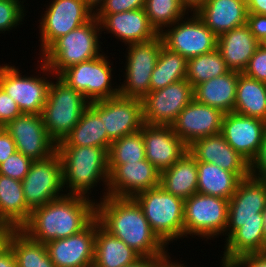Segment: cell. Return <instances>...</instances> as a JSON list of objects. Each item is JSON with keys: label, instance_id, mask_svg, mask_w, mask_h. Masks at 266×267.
<instances>
[{"label": "cell", "instance_id": "12", "mask_svg": "<svg viewBox=\"0 0 266 267\" xmlns=\"http://www.w3.org/2000/svg\"><path fill=\"white\" fill-rule=\"evenodd\" d=\"M26 205L31 209L58 199L63 191L62 163L56 152L49 158L33 161L22 180Z\"/></svg>", "mask_w": 266, "mask_h": 267}, {"label": "cell", "instance_id": "15", "mask_svg": "<svg viewBox=\"0 0 266 267\" xmlns=\"http://www.w3.org/2000/svg\"><path fill=\"white\" fill-rule=\"evenodd\" d=\"M44 11L39 27L43 54L58 38L88 22L94 14L83 0H53ZM46 12V13H45Z\"/></svg>", "mask_w": 266, "mask_h": 267}, {"label": "cell", "instance_id": "23", "mask_svg": "<svg viewBox=\"0 0 266 267\" xmlns=\"http://www.w3.org/2000/svg\"><path fill=\"white\" fill-rule=\"evenodd\" d=\"M94 16L100 23L101 31L112 33L125 45L148 42L159 36L150 25L144 8Z\"/></svg>", "mask_w": 266, "mask_h": 267}, {"label": "cell", "instance_id": "21", "mask_svg": "<svg viewBox=\"0 0 266 267\" xmlns=\"http://www.w3.org/2000/svg\"><path fill=\"white\" fill-rule=\"evenodd\" d=\"M95 237L96 218L81 232L45 245L55 267H80L93 264Z\"/></svg>", "mask_w": 266, "mask_h": 267}, {"label": "cell", "instance_id": "33", "mask_svg": "<svg viewBox=\"0 0 266 267\" xmlns=\"http://www.w3.org/2000/svg\"><path fill=\"white\" fill-rule=\"evenodd\" d=\"M233 112L266 122V83L239 73Z\"/></svg>", "mask_w": 266, "mask_h": 267}, {"label": "cell", "instance_id": "50", "mask_svg": "<svg viewBox=\"0 0 266 267\" xmlns=\"http://www.w3.org/2000/svg\"><path fill=\"white\" fill-rule=\"evenodd\" d=\"M248 13L266 16V0H245Z\"/></svg>", "mask_w": 266, "mask_h": 267}, {"label": "cell", "instance_id": "36", "mask_svg": "<svg viewBox=\"0 0 266 267\" xmlns=\"http://www.w3.org/2000/svg\"><path fill=\"white\" fill-rule=\"evenodd\" d=\"M266 207V179L248 176L240 181L229 199L228 211L263 212Z\"/></svg>", "mask_w": 266, "mask_h": 267}, {"label": "cell", "instance_id": "44", "mask_svg": "<svg viewBox=\"0 0 266 267\" xmlns=\"http://www.w3.org/2000/svg\"><path fill=\"white\" fill-rule=\"evenodd\" d=\"M146 0H105L96 14H114L144 8Z\"/></svg>", "mask_w": 266, "mask_h": 267}, {"label": "cell", "instance_id": "55", "mask_svg": "<svg viewBox=\"0 0 266 267\" xmlns=\"http://www.w3.org/2000/svg\"><path fill=\"white\" fill-rule=\"evenodd\" d=\"M10 230L9 227L0 226V250L6 245Z\"/></svg>", "mask_w": 266, "mask_h": 267}, {"label": "cell", "instance_id": "35", "mask_svg": "<svg viewBox=\"0 0 266 267\" xmlns=\"http://www.w3.org/2000/svg\"><path fill=\"white\" fill-rule=\"evenodd\" d=\"M187 59L179 53L161 47L150 78V91L164 88L172 83L186 79Z\"/></svg>", "mask_w": 266, "mask_h": 267}, {"label": "cell", "instance_id": "41", "mask_svg": "<svg viewBox=\"0 0 266 267\" xmlns=\"http://www.w3.org/2000/svg\"><path fill=\"white\" fill-rule=\"evenodd\" d=\"M33 160L16 151L0 164V174L22 181L29 172Z\"/></svg>", "mask_w": 266, "mask_h": 267}, {"label": "cell", "instance_id": "38", "mask_svg": "<svg viewBox=\"0 0 266 267\" xmlns=\"http://www.w3.org/2000/svg\"><path fill=\"white\" fill-rule=\"evenodd\" d=\"M144 9L150 25L159 35L163 29L165 30L188 14L179 0H146Z\"/></svg>", "mask_w": 266, "mask_h": 267}, {"label": "cell", "instance_id": "54", "mask_svg": "<svg viewBox=\"0 0 266 267\" xmlns=\"http://www.w3.org/2000/svg\"><path fill=\"white\" fill-rule=\"evenodd\" d=\"M83 2L85 3L86 7L95 15L103 6L105 0H83Z\"/></svg>", "mask_w": 266, "mask_h": 267}, {"label": "cell", "instance_id": "47", "mask_svg": "<svg viewBox=\"0 0 266 267\" xmlns=\"http://www.w3.org/2000/svg\"><path fill=\"white\" fill-rule=\"evenodd\" d=\"M225 267H266V252L245 254L232 260Z\"/></svg>", "mask_w": 266, "mask_h": 267}, {"label": "cell", "instance_id": "10", "mask_svg": "<svg viewBox=\"0 0 266 267\" xmlns=\"http://www.w3.org/2000/svg\"><path fill=\"white\" fill-rule=\"evenodd\" d=\"M163 40L155 39L127 46L125 80L119 85V95L143 100L150 92V78L154 70Z\"/></svg>", "mask_w": 266, "mask_h": 267}, {"label": "cell", "instance_id": "30", "mask_svg": "<svg viewBox=\"0 0 266 267\" xmlns=\"http://www.w3.org/2000/svg\"><path fill=\"white\" fill-rule=\"evenodd\" d=\"M197 161L187 151L175 164L161 172L160 186L183 200L197 193Z\"/></svg>", "mask_w": 266, "mask_h": 267}, {"label": "cell", "instance_id": "43", "mask_svg": "<svg viewBox=\"0 0 266 267\" xmlns=\"http://www.w3.org/2000/svg\"><path fill=\"white\" fill-rule=\"evenodd\" d=\"M22 115L18 104L0 87V127Z\"/></svg>", "mask_w": 266, "mask_h": 267}, {"label": "cell", "instance_id": "52", "mask_svg": "<svg viewBox=\"0 0 266 267\" xmlns=\"http://www.w3.org/2000/svg\"><path fill=\"white\" fill-rule=\"evenodd\" d=\"M168 254L169 252L163 256H158L157 267H187L186 265L181 264L180 262H172L171 257Z\"/></svg>", "mask_w": 266, "mask_h": 267}, {"label": "cell", "instance_id": "51", "mask_svg": "<svg viewBox=\"0 0 266 267\" xmlns=\"http://www.w3.org/2000/svg\"><path fill=\"white\" fill-rule=\"evenodd\" d=\"M158 256H141L134 263L125 267H157Z\"/></svg>", "mask_w": 266, "mask_h": 267}, {"label": "cell", "instance_id": "57", "mask_svg": "<svg viewBox=\"0 0 266 267\" xmlns=\"http://www.w3.org/2000/svg\"><path fill=\"white\" fill-rule=\"evenodd\" d=\"M80 267H94V264L84 265V266H80Z\"/></svg>", "mask_w": 266, "mask_h": 267}, {"label": "cell", "instance_id": "29", "mask_svg": "<svg viewBox=\"0 0 266 267\" xmlns=\"http://www.w3.org/2000/svg\"><path fill=\"white\" fill-rule=\"evenodd\" d=\"M140 257L124 241L106 231L96 218L94 267H125Z\"/></svg>", "mask_w": 266, "mask_h": 267}, {"label": "cell", "instance_id": "56", "mask_svg": "<svg viewBox=\"0 0 266 267\" xmlns=\"http://www.w3.org/2000/svg\"><path fill=\"white\" fill-rule=\"evenodd\" d=\"M262 215H263V221H264V223H263V233H264V238L266 240V207L263 210Z\"/></svg>", "mask_w": 266, "mask_h": 267}, {"label": "cell", "instance_id": "26", "mask_svg": "<svg viewBox=\"0 0 266 267\" xmlns=\"http://www.w3.org/2000/svg\"><path fill=\"white\" fill-rule=\"evenodd\" d=\"M259 42L247 24L224 32L217 37V49L232 71H243L248 66Z\"/></svg>", "mask_w": 266, "mask_h": 267}, {"label": "cell", "instance_id": "40", "mask_svg": "<svg viewBox=\"0 0 266 267\" xmlns=\"http://www.w3.org/2000/svg\"><path fill=\"white\" fill-rule=\"evenodd\" d=\"M23 3V0H0V34L23 24L20 23L26 14Z\"/></svg>", "mask_w": 266, "mask_h": 267}, {"label": "cell", "instance_id": "19", "mask_svg": "<svg viewBox=\"0 0 266 267\" xmlns=\"http://www.w3.org/2000/svg\"><path fill=\"white\" fill-rule=\"evenodd\" d=\"M266 122L236 112L226 113L222 119L221 134L226 142L249 164L263 142Z\"/></svg>", "mask_w": 266, "mask_h": 267}, {"label": "cell", "instance_id": "46", "mask_svg": "<svg viewBox=\"0 0 266 267\" xmlns=\"http://www.w3.org/2000/svg\"><path fill=\"white\" fill-rule=\"evenodd\" d=\"M247 25L260 44H266V16L248 13Z\"/></svg>", "mask_w": 266, "mask_h": 267}, {"label": "cell", "instance_id": "34", "mask_svg": "<svg viewBox=\"0 0 266 267\" xmlns=\"http://www.w3.org/2000/svg\"><path fill=\"white\" fill-rule=\"evenodd\" d=\"M6 245L12 250L17 267H55L46 245L31 239L21 229H11Z\"/></svg>", "mask_w": 266, "mask_h": 267}, {"label": "cell", "instance_id": "31", "mask_svg": "<svg viewBox=\"0 0 266 267\" xmlns=\"http://www.w3.org/2000/svg\"><path fill=\"white\" fill-rule=\"evenodd\" d=\"M197 193L230 199L240 181L250 174H234L213 163L197 161Z\"/></svg>", "mask_w": 266, "mask_h": 267}, {"label": "cell", "instance_id": "4", "mask_svg": "<svg viewBox=\"0 0 266 267\" xmlns=\"http://www.w3.org/2000/svg\"><path fill=\"white\" fill-rule=\"evenodd\" d=\"M101 32L100 23L93 16L85 24L58 38L43 54H40L42 73L48 77L59 76L71 66L100 56L102 53L99 44L102 42L98 39L101 38L99 37Z\"/></svg>", "mask_w": 266, "mask_h": 267}, {"label": "cell", "instance_id": "3", "mask_svg": "<svg viewBox=\"0 0 266 267\" xmlns=\"http://www.w3.org/2000/svg\"><path fill=\"white\" fill-rule=\"evenodd\" d=\"M62 163L63 186L67 195H79L89 198L91 188L101 180L107 196L109 178L108 151L93 146H57ZM65 187L67 189H65ZM90 190V191H89ZM88 193V194H87ZM87 194V195H86Z\"/></svg>", "mask_w": 266, "mask_h": 267}, {"label": "cell", "instance_id": "14", "mask_svg": "<svg viewBox=\"0 0 266 267\" xmlns=\"http://www.w3.org/2000/svg\"><path fill=\"white\" fill-rule=\"evenodd\" d=\"M89 107L103 121L108 138L113 142L141 130L143 126L142 100L117 95L90 102Z\"/></svg>", "mask_w": 266, "mask_h": 267}, {"label": "cell", "instance_id": "42", "mask_svg": "<svg viewBox=\"0 0 266 267\" xmlns=\"http://www.w3.org/2000/svg\"><path fill=\"white\" fill-rule=\"evenodd\" d=\"M243 73L266 83V44H259Z\"/></svg>", "mask_w": 266, "mask_h": 267}, {"label": "cell", "instance_id": "7", "mask_svg": "<svg viewBox=\"0 0 266 267\" xmlns=\"http://www.w3.org/2000/svg\"><path fill=\"white\" fill-rule=\"evenodd\" d=\"M228 205V199L200 193L184 200V236L211 239L225 233Z\"/></svg>", "mask_w": 266, "mask_h": 267}, {"label": "cell", "instance_id": "25", "mask_svg": "<svg viewBox=\"0 0 266 267\" xmlns=\"http://www.w3.org/2000/svg\"><path fill=\"white\" fill-rule=\"evenodd\" d=\"M195 13L217 37L247 24L245 0H206Z\"/></svg>", "mask_w": 266, "mask_h": 267}, {"label": "cell", "instance_id": "39", "mask_svg": "<svg viewBox=\"0 0 266 267\" xmlns=\"http://www.w3.org/2000/svg\"><path fill=\"white\" fill-rule=\"evenodd\" d=\"M146 159L142 131L125 135L111 143L108 165H120Z\"/></svg>", "mask_w": 266, "mask_h": 267}, {"label": "cell", "instance_id": "24", "mask_svg": "<svg viewBox=\"0 0 266 267\" xmlns=\"http://www.w3.org/2000/svg\"><path fill=\"white\" fill-rule=\"evenodd\" d=\"M188 152L196 161L213 163L234 174H250L249 163L219 133L194 141Z\"/></svg>", "mask_w": 266, "mask_h": 267}, {"label": "cell", "instance_id": "20", "mask_svg": "<svg viewBox=\"0 0 266 267\" xmlns=\"http://www.w3.org/2000/svg\"><path fill=\"white\" fill-rule=\"evenodd\" d=\"M224 113L193 99L171 125L175 134L189 146L194 141L221 133Z\"/></svg>", "mask_w": 266, "mask_h": 267}, {"label": "cell", "instance_id": "18", "mask_svg": "<svg viewBox=\"0 0 266 267\" xmlns=\"http://www.w3.org/2000/svg\"><path fill=\"white\" fill-rule=\"evenodd\" d=\"M107 195L133 198L160 185L161 172L147 159L120 165H108Z\"/></svg>", "mask_w": 266, "mask_h": 267}, {"label": "cell", "instance_id": "2", "mask_svg": "<svg viewBox=\"0 0 266 267\" xmlns=\"http://www.w3.org/2000/svg\"><path fill=\"white\" fill-rule=\"evenodd\" d=\"M95 218V199L64 195L33 209L21 230L31 239L46 244L81 232Z\"/></svg>", "mask_w": 266, "mask_h": 267}, {"label": "cell", "instance_id": "1", "mask_svg": "<svg viewBox=\"0 0 266 267\" xmlns=\"http://www.w3.org/2000/svg\"><path fill=\"white\" fill-rule=\"evenodd\" d=\"M99 202L96 201V218L111 235L124 241L140 256H163L168 252V246L153 232L133 198L107 195Z\"/></svg>", "mask_w": 266, "mask_h": 267}, {"label": "cell", "instance_id": "11", "mask_svg": "<svg viewBox=\"0 0 266 267\" xmlns=\"http://www.w3.org/2000/svg\"><path fill=\"white\" fill-rule=\"evenodd\" d=\"M192 14L188 18L178 20L160 34L166 48L186 59L212 52L217 48V36L196 13Z\"/></svg>", "mask_w": 266, "mask_h": 267}, {"label": "cell", "instance_id": "48", "mask_svg": "<svg viewBox=\"0 0 266 267\" xmlns=\"http://www.w3.org/2000/svg\"><path fill=\"white\" fill-rule=\"evenodd\" d=\"M16 151V145L10 133L4 127H0V164Z\"/></svg>", "mask_w": 266, "mask_h": 267}, {"label": "cell", "instance_id": "9", "mask_svg": "<svg viewBox=\"0 0 266 267\" xmlns=\"http://www.w3.org/2000/svg\"><path fill=\"white\" fill-rule=\"evenodd\" d=\"M107 58L102 52L100 56L69 67L59 77L89 102L115 97L119 95V86L112 87L113 68Z\"/></svg>", "mask_w": 266, "mask_h": 267}, {"label": "cell", "instance_id": "53", "mask_svg": "<svg viewBox=\"0 0 266 267\" xmlns=\"http://www.w3.org/2000/svg\"><path fill=\"white\" fill-rule=\"evenodd\" d=\"M182 6L187 10L195 13L205 2L206 0H179Z\"/></svg>", "mask_w": 266, "mask_h": 267}, {"label": "cell", "instance_id": "28", "mask_svg": "<svg viewBox=\"0 0 266 267\" xmlns=\"http://www.w3.org/2000/svg\"><path fill=\"white\" fill-rule=\"evenodd\" d=\"M22 181L0 174V226L21 229L29 220Z\"/></svg>", "mask_w": 266, "mask_h": 267}, {"label": "cell", "instance_id": "32", "mask_svg": "<svg viewBox=\"0 0 266 267\" xmlns=\"http://www.w3.org/2000/svg\"><path fill=\"white\" fill-rule=\"evenodd\" d=\"M104 127L100 117L88 107L76 126L57 146H93L109 151L112 141Z\"/></svg>", "mask_w": 266, "mask_h": 267}, {"label": "cell", "instance_id": "49", "mask_svg": "<svg viewBox=\"0 0 266 267\" xmlns=\"http://www.w3.org/2000/svg\"><path fill=\"white\" fill-rule=\"evenodd\" d=\"M0 267H17L14 254L7 245L0 250Z\"/></svg>", "mask_w": 266, "mask_h": 267}, {"label": "cell", "instance_id": "5", "mask_svg": "<svg viewBox=\"0 0 266 267\" xmlns=\"http://www.w3.org/2000/svg\"><path fill=\"white\" fill-rule=\"evenodd\" d=\"M133 199L141 207L151 229L167 246L184 238V200L157 186L140 192Z\"/></svg>", "mask_w": 266, "mask_h": 267}, {"label": "cell", "instance_id": "8", "mask_svg": "<svg viewBox=\"0 0 266 267\" xmlns=\"http://www.w3.org/2000/svg\"><path fill=\"white\" fill-rule=\"evenodd\" d=\"M263 223L262 212L228 211L221 266L245 254L266 252Z\"/></svg>", "mask_w": 266, "mask_h": 267}, {"label": "cell", "instance_id": "37", "mask_svg": "<svg viewBox=\"0 0 266 267\" xmlns=\"http://www.w3.org/2000/svg\"><path fill=\"white\" fill-rule=\"evenodd\" d=\"M229 71L225 60L216 48L212 52L187 59L186 80L194 88L204 81L222 76Z\"/></svg>", "mask_w": 266, "mask_h": 267}, {"label": "cell", "instance_id": "16", "mask_svg": "<svg viewBox=\"0 0 266 267\" xmlns=\"http://www.w3.org/2000/svg\"><path fill=\"white\" fill-rule=\"evenodd\" d=\"M21 74L15 65H0V87L18 104L22 114H42L52 81L43 75Z\"/></svg>", "mask_w": 266, "mask_h": 267}, {"label": "cell", "instance_id": "27", "mask_svg": "<svg viewBox=\"0 0 266 267\" xmlns=\"http://www.w3.org/2000/svg\"><path fill=\"white\" fill-rule=\"evenodd\" d=\"M239 73L230 70L222 76L196 85L193 88L194 99L199 103L219 109L224 114L233 112Z\"/></svg>", "mask_w": 266, "mask_h": 267}, {"label": "cell", "instance_id": "13", "mask_svg": "<svg viewBox=\"0 0 266 267\" xmlns=\"http://www.w3.org/2000/svg\"><path fill=\"white\" fill-rule=\"evenodd\" d=\"M193 99V86L186 79L150 91L142 100L143 122L147 125L171 126Z\"/></svg>", "mask_w": 266, "mask_h": 267}, {"label": "cell", "instance_id": "17", "mask_svg": "<svg viewBox=\"0 0 266 267\" xmlns=\"http://www.w3.org/2000/svg\"><path fill=\"white\" fill-rule=\"evenodd\" d=\"M4 128L13 138L16 150L33 161L57 152V143L49 136L41 114H22Z\"/></svg>", "mask_w": 266, "mask_h": 267}, {"label": "cell", "instance_id": "45", "mask_svg": "<svg viewBox=\"0 0 266 267\" xmlns=\"http://www.w3.org/2000/svg\"><path fill=\"white\" fill-rule=\"evenodd\" d=\"M250 176L266 179V132L257 155L249 164Z\"/></svg>", "mask_w": 266, "mask_h": 267}, {"label": "cell", "instance_id": "22", "mask_svg": "<svg viewBox=\"0 0 266 267\" xmlns=\"http://www.w3.org/2000/svg\"><path fill=\"white\" fill-rule=\"evenodd\" d=\"M141 131L146 159L160 172L170 168L188 151V146L171 126L143 124Z\"/></svg>", "mask_w": 266, "mask_h": 267}, {"label": "cell", "instance_id": "6", "mask_svg": "<svg viewBox=\"0 0 266 267\" xmlns=\"http://www.w3.org/2000/svg\"><path fill=\"white\" fill-rule=\"evenodd\" d=\"M51 82L42 117L49 136L58 144L70 133L89 107L83 94L55 76Z\"/></svg>", "mask_w": 266, "mask_h": 267}]
</instances>
